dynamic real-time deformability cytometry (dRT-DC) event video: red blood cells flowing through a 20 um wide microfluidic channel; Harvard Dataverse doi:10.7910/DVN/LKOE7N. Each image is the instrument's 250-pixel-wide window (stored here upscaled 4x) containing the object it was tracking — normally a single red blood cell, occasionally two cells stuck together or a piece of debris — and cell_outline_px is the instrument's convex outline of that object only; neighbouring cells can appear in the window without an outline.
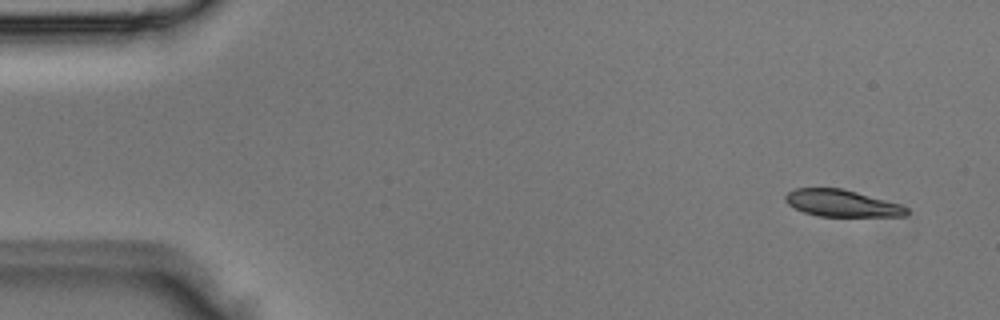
{"species": "Egyptian fruit bat (a non-hibernating species)", "species_latin": "Rousettus aegyptiacus", "temperature_condition": "room temperature", "stored_images_in_passage": 3, "camera_frame_rate_fps": 3000, "um_per_image_px": 0.085, "animal": {"sex": "male"}, "frame": {"image": 1, "passage_image": 1, "time_ms": 0.0, "image_size_px": [1000, 320], "cell_outline_px": [[908, 212], [904, 216], [816, 216], [804, 212], [788, 204], [784, 200], [784, 196], [788, 192], [796, 188], [844, 188], [900, 204], [908, 208]], "centroid_in_image_um": [71.54, 17.27], "position_along_channel_um": 13.5, "area_um2": 18.96}}
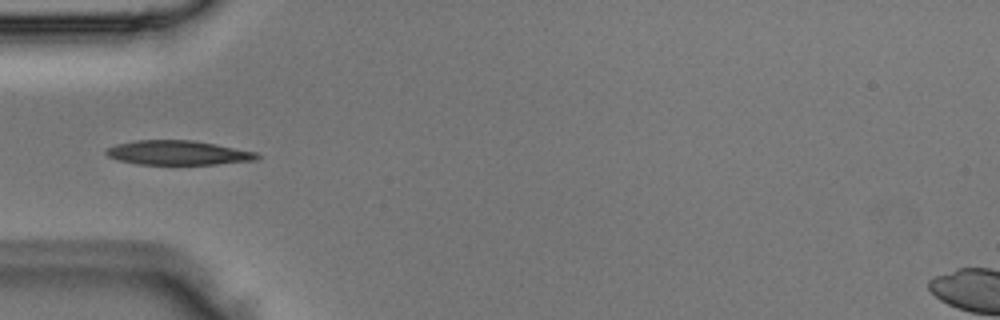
{"frame": {"image": 2, "passage_image": 3, "time_ms": 0.667, "image_size_px": [1000, 320], "cell_outline_px": [[260, 156], [256, 160], [216, 164], [136, 164], [120, 160], [108, 156], [104, 152], [104, 148], [116, 144], [136, 140], [192, 140], [216, 144], [256, 152]], "centroid_in_image_um": [15.09, 12.98], "position_along_channel_um": 69.9, "area_um2": 21.39}}